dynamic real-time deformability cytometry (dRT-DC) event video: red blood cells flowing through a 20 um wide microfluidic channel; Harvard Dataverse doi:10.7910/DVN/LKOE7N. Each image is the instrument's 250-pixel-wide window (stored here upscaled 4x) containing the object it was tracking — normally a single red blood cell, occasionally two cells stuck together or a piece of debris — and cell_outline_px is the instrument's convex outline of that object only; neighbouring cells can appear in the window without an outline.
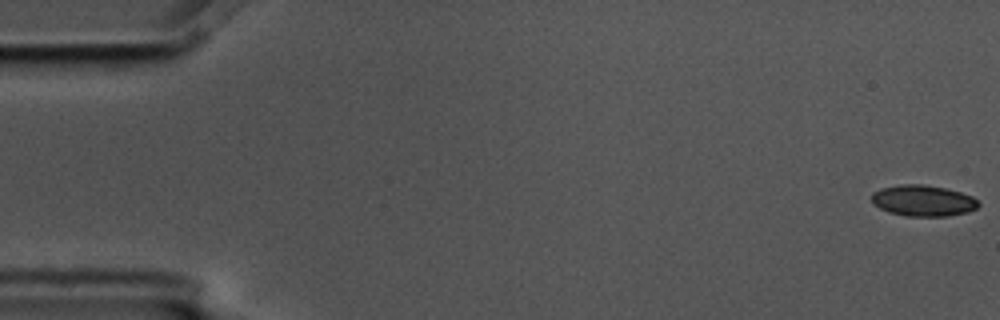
{"species": "common noctule bat (a hibernating species)", "species_latin": "Nyctalus noctula", "temperature_condition": "cold", "stored_images_in_passage": 7, "camera_frame_rate_fps": 3000, "um_per_image_px": 0.085, "animal": {"sex": "male", "body_mass_g": 17.5, "forearm_length_mm": 52.3}, "frame": {"image": 1, "passage_image": 1, "time_ms": 0.0, "image_size_px": [1000, 320], "cell_outline_px": [[980, 204], [976, 208], [968, 212], [948, 216], [908, 216], [888, 212], [872, 204], [872, 192], [880, 188], [900, 184], [924, 184], [944, 188], [960, 192], [972, 196]], "centroid_in_image_um": [78.43, 17.05], "position_along_channel_um": 6.6, "area_um2": 19.42}}